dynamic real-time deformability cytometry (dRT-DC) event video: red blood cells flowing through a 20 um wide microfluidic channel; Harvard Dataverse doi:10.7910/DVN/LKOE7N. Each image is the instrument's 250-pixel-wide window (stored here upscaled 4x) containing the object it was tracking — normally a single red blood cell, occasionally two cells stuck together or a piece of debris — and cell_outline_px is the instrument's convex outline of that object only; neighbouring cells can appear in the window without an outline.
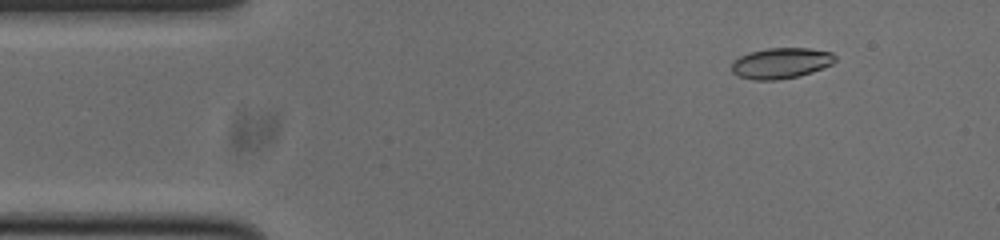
{"species": "common noctule bat (a hibernating species)", "species_latin": "Nyctalus noctula", "temperature_condition": "cold", "stored_images_in_passage": 53, "camera_frame_rate_fps": 3000, "um_per_image_px": 0.085, "animal": {"sex": "male", "body_mass_g": 20.0, "forearm_length_mm": 53.3}, "frame": {"image": 1, "passage_image": 6, "time_ms": 1.667, "image_size_px": [1000, 240], "cell_outline_px": [[836, 60], [832, 64], [812, 72], [796, 76], [776, 80], [752, 80], [740, 76], [732, 72], [732, 60], [748, 52], [768, 48], [808, 48], [832, 52], [836, 56]], "centroid_in_image_um": [66.37, 5.36], "position_along_channel_um": 18.6, "area_um2": 18.55}}
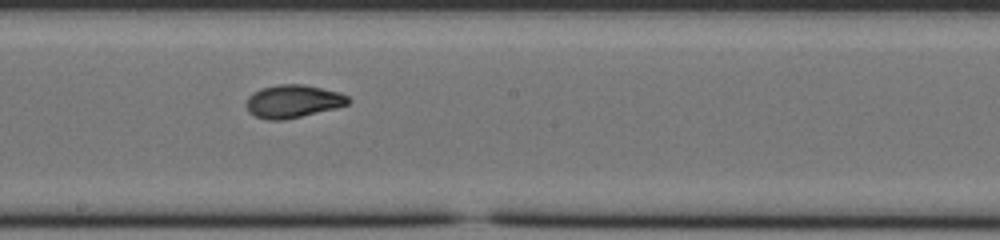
{"frame": {"image": 2, "passage_image": 28, "time_ms": 9.0, "image_size_px": [1000, 240], "cell_outline_px": [[352, 100], [348, 104], [336, 108], [284, 120], [268, 120], [256, 116], [248, 112], [244, 104], [248, 96], [252, 92], [260, 88], [276, 84], [304, 84], [340, 92], [348, 96]], "centroid_in_image_um": [24.88, 8.6], "position_along_channel_um": 223.3, "area_um2": 19.88}}
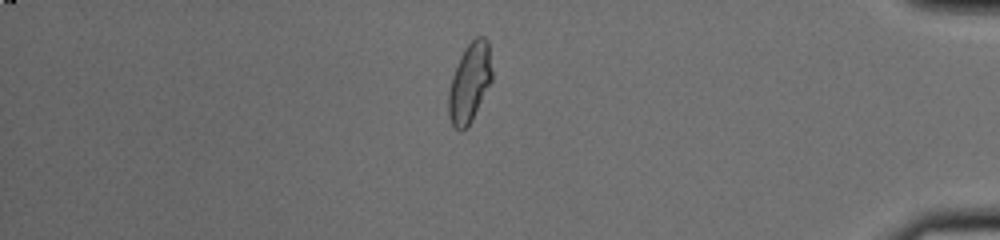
{"frame": {"image": 3, "passage_image": 45, "time_ms": 14.667, "image_size_px": [1000, 240], "cell_outline_px": [[492, 80], [468, 124], [460, 132], [452, 124], [448, 116], [448, 92], [452, 76], [460, 56], [464, 48], [476, 36], [484, 36], [488, 40], [492, 72]], "centroid_in_image_um": [39.9, 6.97], "position_along_channel_um": 395.3, "area_um2": 19.77}, "authors_computed_cell_mechanics": {"area_um2": 19.5364, "velocity_mm_per_s": 3.7765, "shape_relaxation_time_tau1_ms": 4.3359, "shape_relaxation_time_tau2_ms": 1.7022, "deformation_change_tau1": 0.1562, "deformation_change_tau2": 0.0498}}